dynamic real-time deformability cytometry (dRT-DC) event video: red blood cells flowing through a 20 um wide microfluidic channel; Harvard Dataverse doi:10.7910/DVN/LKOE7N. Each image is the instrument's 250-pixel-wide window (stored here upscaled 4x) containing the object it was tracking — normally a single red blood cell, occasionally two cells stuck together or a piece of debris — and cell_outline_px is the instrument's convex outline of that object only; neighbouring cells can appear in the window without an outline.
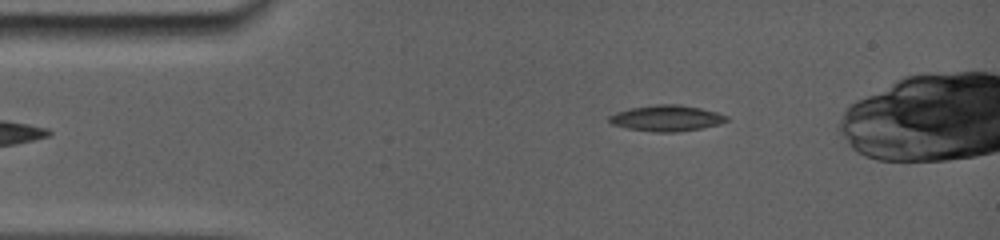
{"species": "common noctule bat (a hibernating species)", "species_latin": "Nyctalus noctula", "temperature_condition": "room temperature", "stored_images_in_passage": 30, "camera_frame_rate_fps": 5000, "um_per_image_px": 0.085, "animal": {"sex": "female", "body_mass_g": 19.0, "forearm_length_mm": 56.7}, "frame": {"image": 1, "passage_image": 2, "time_ms": 0.6, "image_size_px": [1000, 240], "cell_outline_px": [[728, 120], [716, 124], [700, 128], [668, 132], [660, 132], [628, 128], [612, 124], [608, 120], [608, 116], [632, 108], [656, 104], [680, 104], [700, 108], [716, 112], [724, 116]], "centroid_in_image_um": [56.62, 10.03], "position_along_channel_um": 28.4, "area_um2": 17.11}}
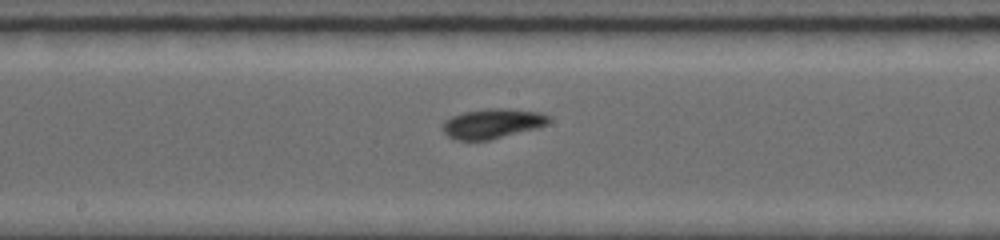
{"frame": {"image": 2, "passage_image": 14, "time_ms": 6.4, "image_size_px": [1000, 240], "cell_outline_px": [[552, 120], [544, 124], [532, 128], [488, 140], [460, 140], [448, 136], [444, 132], [444, 124], [452, 116], [464, 112], [492, 108], [508, 108], [540, 112], [548, 116]], "centroid_in_image_um": [41.85, 10.48], "position_along_channel_um": 206.4, "area_um2": 17.74}}
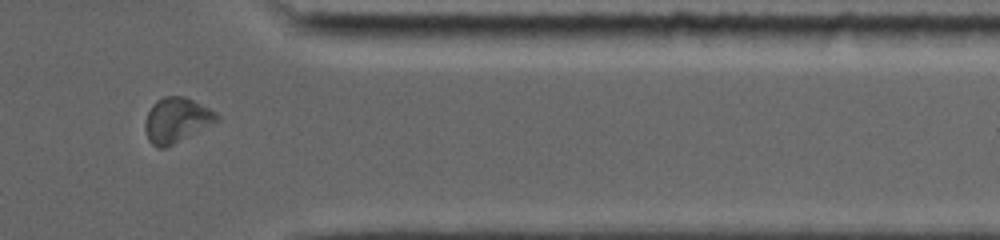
{"frame": {"image": 3, "passage_image": 25, "time_ms": 11.4, "image_size_px": [1000, 240], "cell_outline_px": [[220, 120], [164, 148], [156, 148], [148, 140], [144, 128], [144, 120], [152, 104], [156, 100], [164, 96], [184, 96], [216, 112], [220, 116]], "centroid_in_image_um": [14.97, 10.2], "position_along_channel_um": 396.4, "area_um2": 18.67}}